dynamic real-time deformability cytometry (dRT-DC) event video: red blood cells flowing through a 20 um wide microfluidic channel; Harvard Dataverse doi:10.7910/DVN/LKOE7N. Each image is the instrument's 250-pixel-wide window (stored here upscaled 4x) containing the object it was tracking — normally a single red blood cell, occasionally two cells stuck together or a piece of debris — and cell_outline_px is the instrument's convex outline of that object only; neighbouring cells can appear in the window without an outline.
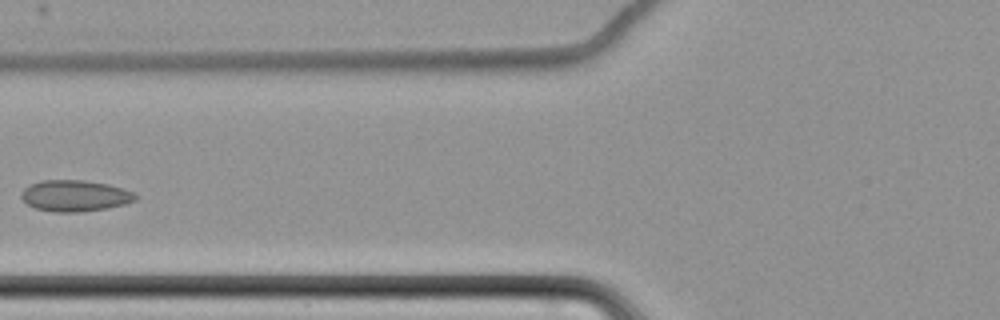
{"species": "common noctule bat (a hibernating species)", "species_latin": "Nyctalus noctula", "temperature_condition": "cold", "stored_images_in_passage": 5, "camera_frame_rate_fps": 3000, "um_per_image_px": 0.085, "animal": {"sex": "female", "body_mass_g": 22.7, "forearm_length_mm": 54.2}, "frame": {"image": 1, "passage_image": 5, "time_ms": 5.667, "image_size_px": [1000, 320], "cell_outline_px": [[140, 196], [136, 200], [124, 204], [104, 208], [80, 212], [56, 212], [36, 208], [28, 204], [20, 196], [24, 188], [40, 180], [84, 180], [108, 184], [124, 188]], "centroid_in_image_um": [6.39, 16.63], "position_along_channel_um": 119.4, "area_um2": 20.69}}